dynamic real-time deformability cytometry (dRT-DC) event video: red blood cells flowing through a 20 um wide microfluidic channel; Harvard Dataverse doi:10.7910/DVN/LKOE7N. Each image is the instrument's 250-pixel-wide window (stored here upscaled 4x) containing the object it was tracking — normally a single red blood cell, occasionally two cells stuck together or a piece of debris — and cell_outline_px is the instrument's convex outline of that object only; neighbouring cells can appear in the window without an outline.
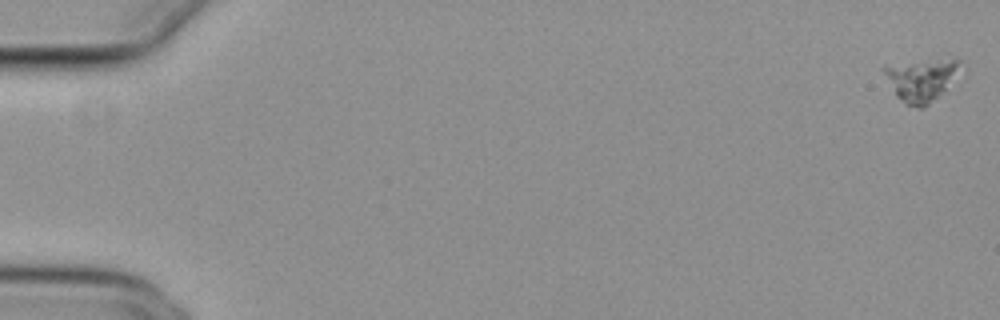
{"species": "common noctule bat (a hibernating species)", "species_latin": "Nyctalus noctula", "temperature_condition": "cold", "stored_images_in_passage": 56, "camera_frame_rate_fps": 3000, "um_per_image_px": 0.085, "animal": {"sex": "female", "body_mass_g": 29.2, "forearm_length_mm": 56.3}, "frame": {"image": 1, "passage_image": 1, "time_ms": 0.0, "image_size_px": [1000, 320], "cell_outline_px": [[960, 60], [944, 88], [924, 108], [920, 108], [908, 104], [896, 96], [880, 68], [884, 64], [952, 60]], "centroid_in_image_um": [78.1, 6.8], "position_along_channel_um": 6.9, "area_um2": 17.34}}
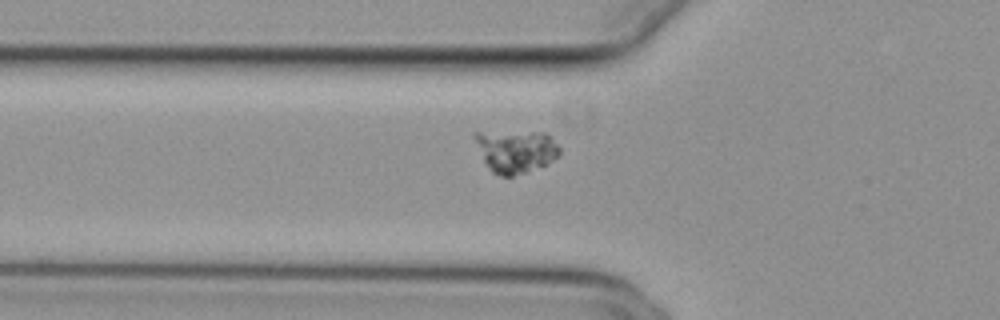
{"frame": {"image": 2, "passage_image": 21, "time_ms": 6.667, "image_size_px": [1000, 320], "cell_outline_px": [[560, 152], [552, 160], [544, 164], [524, 172], [512, 176], [500, 176], [492, 172], [484, 160], [472, 136], [472, 132], [548, 132], [560, 148]], "centroid_in_image_um": [43.82, 12.82], "position_along_channel_um": 82.0, "area_um2": 20.87}}
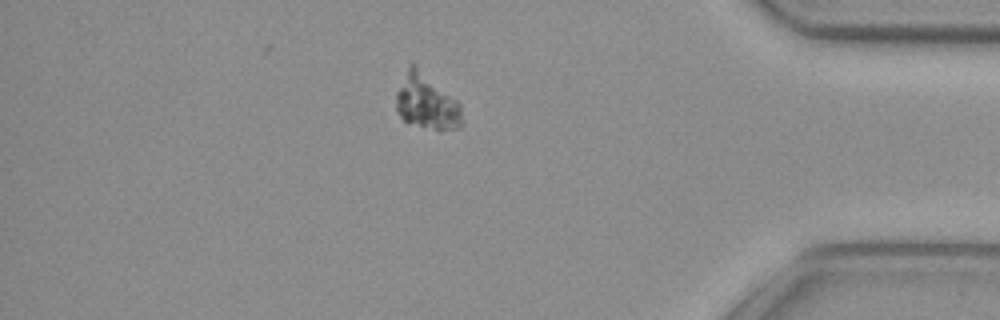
{"frame": {"image": 3, "passage_image": 49, "time_ms": 16.0, "image_size_px": [1000, 320], "cell_outline_px": [[464, 124], [460, 128], [436, 128], [408, 124], [400, 116], [396, 108], [396, 92], [408, 64], [412, 60], [456, 100], [460, 104]], "centroid_in_image_um": [36.24, 8.61], "position_along_channel_um": 399.0, "area_um2": 21.27}}